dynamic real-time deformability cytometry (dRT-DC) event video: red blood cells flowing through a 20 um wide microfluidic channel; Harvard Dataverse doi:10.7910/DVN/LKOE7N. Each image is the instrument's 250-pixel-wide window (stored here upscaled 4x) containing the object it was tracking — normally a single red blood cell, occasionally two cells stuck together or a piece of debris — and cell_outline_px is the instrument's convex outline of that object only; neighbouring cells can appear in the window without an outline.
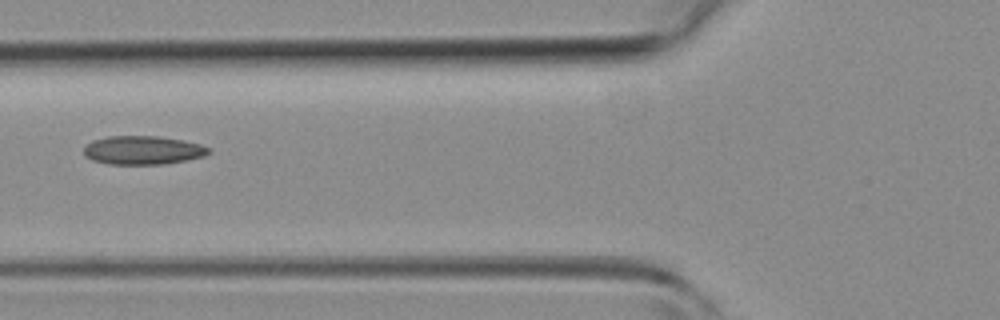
{"species": "common noctule bat (a hibernating species)", "species_latin": "Nyctalus noctula", "temperature_condition": "room temperature", "stored_images_in_passage": 5, "camera_frame_rate_fps": 3000, "um_per_image_px": 0.085, "animal": {"sex": "female", "body_mass_g": 19.3, "forearm_length_mm": 54.1}, "frame": {"image": 1, "passage_image": 5, "time_ms": 5.333, "image_size_px": [1000, 320], "cell_outline_px": [[212, 152], [204, 156], [164, 164], [108, 164], [92, 160], [84, 156], [84, 148], [92, 140], [108, 136], [156, 136], [184, 140], [200, 144], [212, 148]], "centroid_in_image_um": [12.16, 12.76], "position_along_channel_um": 113.6, "area_um2": 20.92}}